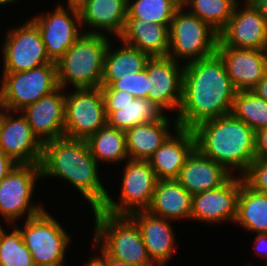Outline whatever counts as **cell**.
I'll return each instance as SVG.
<instances>
[{"label": "cell", "instance_id": "obj_25", "mask_svg": "<svg viewBox=\"0 0 267 266\" xmlns=\"http://www.w3.org/2000/svg\"><path fill=\"white\" fill-rule=\"evenodd\" d=\"M171 124L169 117L163 115L154 122L139 124L127 129L125 136L128 158L130 160L148 161L152 154L172 134L169 130L172 127L178 128L176 119L174 120V126H171Z\"/></svg>", "mask_w": 267, "mask_h": 266}, {"label": "cell", "instance_id": "obj_29", "mask_svg": "<svg viewBox=\"0 0 267 266\" xmlns=\"http://www.w3.org/2000/svg\"><path fill=\"white\" fill-rule=\"evenodd\" d=\"M89 150L99 164L128 160L125 131L105 125L86 140Z\"/></svg>", "mask_w": 267, "mask_h": 266}, {"label": "cell", "instance_id": "obj_5", "mask_svg": "<svg viewBox=\"0 0 267 266\" xmlns=\"http://www.w3.org/2000/svg\"><path fill=\"white\" fill-rule=\"evenodd\" d=\"M95 217L94 248L109 257L133 266H155L150 260L140 230L128 215H111L93 210Z\"/></svg>", "mask_w": 267, "mask_h": 266}, {"label": "cell", "instance_id": "obj_15", "mask_svg": "<svg viewBox=\"0 0 267 266\" xmlns=\"http://www.w3.org/2000/svg\"><path fill=\"white\" fill-rule=\"evenodd\" d=\"M236 3L232 17L218 33L219 41L227 47L267 49V23L251 0L244 6ZM240 7V8H239Z\"/></svg>", "mask_w": 267, "mask_h": 266}, {"label": "cell", "instance_id": "obj_35", "mask_svg": "<svg viewBox=\"0 0 267 266\" xmlns=\"http://www.w3.org/2000/svg\"><path fill=\"white\" fill-rule=\"evenodd\" d=\"M101 90H124L131 93L134 98L147 99L151 91L146 68L142 71L131 72L118 81H112L106 87H100Z\"/></svg>", "mask_w": 267, "mask_h": 266}, {"label": "cell", "instance_id": "obj_33", "mask_svg": "<svg viewBox=\"0 0 267 266\" xmlns=\"http://www.w3.org/2000/svg\"><path fill=\"white\" fill-rule=\"evenodd\" d=\"M178 8L172 0H127V18L170 26Z\"/></svg>", "mask_w": 267, "mask_h": 266}, {"label": "cell", "instance_id": "obj_30", "mask_svg": "<svg viewBox=\"0 0 267 266\" xmlns=\"http://www.w3.org/2000/svg\"><path fill=\"white\" fill-rule=\"evenodd\" d=\"M164 112L148 99L135 98L126 106L116 107L107 116V125L126 131L136 125L154 122L160 119Z\"/></svg>", "mask_w": 267, "mask_h": 266}, {"label": "cell", "instance_id": "obj_1", "mask_svg": "<svg viewBox=\"0 0 267 266\" xmlns=\"http://www.w3.org/2000/svg\"><path fill=\"white\" fill-rule=\"evenodd\" d=\"M236 92L217 53L184 62L183 97L175 117L178 127L193 129L206 120L231 113Z\"/></svg>", "mask_w": 267, "mask_h": 266}, {"label": "cell", "instance_id": "obj_6", "mask_svg": "<svg viewBox=\"0 0 267 266\" xmlns=\"http://www.w3.org/2000/svg\"><path fill=\"white\" fill-rule=\"evenodd\" d=\"M168 57L186 63L209 57L216 53L219 34L208 23L179 7L169 27Z\"/></svg>", "mask_w": 267, "mask_h": 266}, {"label": "cell", "instance_id": "obj_39", "mask_svg": "<svg viewBox=\"0 0 267 266\" xmlns=\"http://www.w3.org/2000/svg\"><path fill=\"white\" fill-rule=\"evenodd\" d=\"M18 164L0 151V181L6 177Z\"/></svg>", "mask_w": 267, "mask_h": 266}, {"label": "cell", "instance_id": "obj_2", "mask_svg": "<svg viewBox=\"0 0 267 266\" xmlns=\"http://www.w3.org/2000/svg\"><path fill=\"white\" fill-rule=\"evenodd\" d=\"M98 164L85 140L61 137L43 144L41 176L69 182L92 211L101 209L109 195L98 175Z\"/></svg>", "mask_w": 267, "mask_h": 266}, {"label": "cell", "instance_id": "obj_7", "mask_svg": "<svg viewBox=\"0 0 267 266\" xmlns=\"http://www.w3.org/2000/svg\"><path fill=\"white\" fill-rule=\"evenodd\" d=\"M35 266H65L71 236L46 209L19 228Z\"/></svg>", "mask_w": 267, "mask_h": 266}, {"label": "cell", "instance_id": "obj_43", "mask_svg": "<svg viewBox=\"0 0 267 266\" xmlns=\"http://www.w3.org/2000/svg\"><path fill=\"white\" fill-rule=\"evenodd\" d=\"M267 23V0H251Z\"/></svg>", "mask_w": 267, "mask_h": 266}, {"label": "cell", "instance_id": "obj_41", "mask_svg": "<svg viewBox=\"0 0 267 266\" xmlns=\"http://www.w3.org/2000/svg\"><path fill=\"white\" fill-rule=\"evenodd\" d=\"M100 253L101 256H97L106 264V266H133L124 261L109 257L102 249L100 250Z\"/></svg>", "mask_w": 267, "mask_h": 266}, {"label": "cell", "instance_id": "obj_34", "mask_svg": "<svg viewBox=\"0 0 267 266\" xmlns=\"http://www.w3.org/2000/svg\"><path fill=\"white\" fill-rule=\"evenodd\" d=\"M14 227L9 234L0 230V266H35L20 230Z\"/></svg>", "mask_w": 267, "mask_h": 266}, {"label": "cell", "instance_id": "obj_21", "mask_svg": "<svg viewBox=\"0 0 267 266\" xmlns=\"http://www.w3.org/2000/svg\"><path fill=\"white\" fill-rule=\"evenodd\" d=\"M81 27L92 28L84 33L114 35L119 38L127 19V0H79ZM106 32H105V31ZM105 32V33H104Z\"/></svg>", "mask_w": 267, "mask_h": 266}, {"label": "cell", "instance_id": "obj_24", "mask_svg": "<svg viewBox=\"0 0 267 266\" xmlns=\"http://www.w3.org/2000/svg\"><path fill=\"white\" fill-rule=\"evenodd\" d=\"M169 27L148 23L139 18H127L124 31L118 40L147 53L150 57H167Z\"/></svg>", "mask_w": 267, "mask_h": 266}, {"label": "cell", "instance_id": "obj_11", "mask_svg": "<svg viewBox=\"0 0 267 266\" xmlns=\"http://www.w3.org/2000/svg\"><path fill=\"white\" fill-rule=\"evenodd\" d=\"M65 101L64 136L86 140L107 125L101 88L73 89Z\"/></svg>", "mask_w": 267, "mask_h": 266}, {"label": "cell", "instance_id": "obj_38", "mask_svg": "<svg viewBox=\"0 0 267 266\" xmlns=\"http://www.w3.org/2000/svg\"><path fill=\"white\" fill-rule=\"evenodd\" d=\"M256 158H267V127L255 132Z\"/></svg>", "mask_w": 267, "mask_h": 266}, {"label": "cell", "instance_id": "obj_48", "mask_svg": "<svg viewBox=\"0 0 267 266\" xmlns=\"http://www.w3.org/2000/svg\"><path fill=\"white\" fill-rule=\"evenodd\" d=\"M79 0H68V3H77Z\"/></svg>", "mask_w": 267, "mask_h": 266}, {"label": "cell", "instance_id": "obj_4", "mask_svg": "<svg viewBox=\"0 0 267 266\" xmlns=\"http://www.w3.org/2000/svg\"><path fill=\"white\" fill-rule=\"evenodd\" d=\"M109 42L107 35L83 33L56 62L59 87L100 88Z\"/></svg>", "mask_w": 267, "mask_h": 266}, {"label": "cell", "instance_id": "obj_9", "mask_svg": "<svg viewBox=\"0 0 267 266\" xmlns=\"http://www.w3.org/2000/svg\"><path fill=\"white\" fill-rule=\"evenodd\" d=\"M2 76L6 109L15 113L59 87L54 62L27 71L3 72Z\"/></svg>", "mask_w": 267, "mask_h": 266}, {"label": "cell", "instance_id": "obj_31", "mask_svg": "<svg viewBox=\"0 0 267 266\" xmlns=\"http://www.w3.org/2000/svg\"><path fill=\"white\" fill-rule=\"evenodd\" d=\"M231 113L255 132L267 127V101L253 90L236 92Z\"/></svg>", "mask_w": 267, "mask_h": 266}, {"label": "cell", "instance_id": "obj_44", "mask_svg": "<svg viewBox=\"0 0 267 266\" xmlns=\"http://www.w3.org/2000/svg\"><path fill=\"white\" fill-rule=\"evenodd\" d=\"M85 266H106V264L97 256H91Z\"/></svg>", "mask_w": 267, "mask_h": 266}, {"label": "cell", "instance_id": "obj_10", "mask_svg": "<svg viewBox=\"0 0 267 266\" xmlns=\"http://www.w3.org/2000/svg\"><path fill=\"white\" fill-rule=\"evenodd\" d=\"M125 163L120 200L115 202L108 195L101 208L102 211L111 215H129L136 211L146 210L152 201L158 182L148 161L128 159Z\"/></svg>", "mask_w": 267, "mask_h": 266}, {"label": "cell", "instance_id": "obj_14", "mask_svg": "<svg viewBox=\"0 0 267 266\" xmlns=\"http://www.w3.org/2000/svg\"><path fill=\"white\" fill-rule=\"evenodd\" d=\"M170 57H150L145 68L151 91L147 99L153 102L163 112L177 111L183 97L184 64Z\"/></svg>", "mask_w": 267, "mask_h": 266}, {"label": "cell", "instance_id": "obj_20", "mask_svg": "<svg viewBox=\"0 0 267 266\" xmlns=\"http://www.w3.org/2000/svg\"><path fill=\"white\" fill-rule=\"evenodd\" d=\"M140 230L147 254L155 266H165L176 251L171 221L140 210L128 215ZM170 221V222H169Z\"/></svg>", "mask_w": 267, "mask_h": 266}, {"label": "cell", "instance_id": "obj_3", "mask_svg": "<svg viewBox=\"0 0 267 266\" xmlns=\"http://www.w3.org/2000/svg\"><path fill=\"white\" fill-rule=\"evenodd\" d=\"M191 130L195 148L232 174L238 169L242 176L256 158L255 131L232 113L206 120Z\"/></svg>", "mask_w": 267, "mask_h": 266}, {"label": "cell", "instance_id": "obj_46", "mask_svg": "<svg viewBox=\"0 0 267 266\" xmlns=\"http://www.w3.org/2000/svg\"><path fill=\"white\" fill-rule=\"evenodd\" d=\"M175 2L179 7H184L187 3V0H172Z\"/></svg>", "mask_w": 267, "mask_h": 266}, {"label": "cell", "instance_id": "obj_28", "mask_svg": "<svg viewBox=\"0 0 267 266\" xmlns=\"http://www.w3.org/2000/svg\"><path fill=\"white\" fill-rule=\"evenodd\" d=\"M235 223L256 234L267 233V194L250 188L242 176Z\"/></svg>", "mask_w": 267, "mask_h": 266}, {"label": "cell", "instance_id": "obj_12", "mask_svg": "<svg viewBox=\"0 0 267 266\" xmlns=\"http://www.w3.org/2000/svg\"><path fill=\"white\" fill-rule=\"evenodd\" d=\"M58 4L52 12L32 17L40 30L45 51L56 63L85 32L81 29L80 13L76 3ZM70 12V13H69ZM82 30V31H81Z\"/></svg>", "mask_w": 267, "mask_h": 266}, {"label": "cell", "instance_id": "obj_8", "mask_svg": "<svg viewBox=\"0 0 267 266\" xmlns=\"http://www.w3.org/2000/svg\"><path fill=\"white\" fill-rule=\"evenodd\" d=\"M40 164H18L0 181V215L9 224L35 217L45 210L31 201L37 180L41 179ZM17 220V221H16Z\"/></svg>", "mask_w": 267, "mask_h": 266}, {"label": "cell", "instance_id": "obj_45", "mask_svg": "<svg viewBox=\"0 0 267 266\" xmlns=\"http://www.w3.org/2000/svg\"><path fill=\"white\" fill-rule=\"evenodd\" d=\"M0 114L6 110L5 102H4V84L3 80L0 83Z\"/></svg>", "mask_w": 267, "mask_h": 266}, {"label": "cell", "instance_id": "obj_36", "mask_svg": "<svg viewBox=\"0 0 267 266\" xmlns=\"http://www.w3.org/2000/svg\"><path fill=\"white\" fill-rule=\"evenodd\" d=\"M242 178L253 190L267 194V158H255Z\"/></svg>", "mask_w": 267, "mask_h": 266}, {"label": "cell", "instance_id": "obj_32", "mask_svg": "<svg viewBox=\"0 0 267 266\" xmlns=\"http://www.w3.org/2000/svg\"><path fill=\"white\" fill-rule=\"evenodd\" d=\"M238 1L240 0H187L184 7L219 33L232 17Z\"/></svg>", "mask_w": 267, "mask_h": 266}, {"label": "cell", "instance_id": "obj_37", "mask_svg": "<svg viewBox=\"0 0 267 266\" xmlns=\"http://www.w3.org/2000/svg\"><path fill=\"white\" fill-rule=\"evenodd\" d=\"M105 102L106 115L116 111V107H123L133 101L134 96L124 90H101Z\"/></svg>", "mask_w": 267, "mask_h": 266}, {"label": "cell", "instance_id": "obj_16", "mask_svg": "<svg viewBox=\"0 0 267 266\" xmlns=\"http://www.w3.org/2000/svg\"><path fill=\"white\" fill-rule=\"evenodd\" d=\"M14 111L0 114V151L17 164H40L43 144L34 135L23 114L15 117Z\"/></svg>", "mask_w": 267, "mask_h": 266}, {"label": "cell", "instance_id": "obj_19", "mask_svg": "<svg viewBox=\"0 0 267 266\" xmlns=\"http://www.w3.org/2000/svg\"><path fill=\"white\" fill-rule=\"evenodd\" d=\"M64 90L58 87L18 112L23 113L34 135L42 144L64 137L66 101Z\"/></svg>", "mask_w": 267, "mask_h": 266}, {"label": "cell", "instance_id": "obj_40", "mask_svg": "<svg viewBox=\"0 0 267 266\" xmlns=\"http://www.w3.org/2000/svg\"><path fill=\"white\" fill-rule=\"evenodd\" d=\"M254 250L257 256L267 259V233H257L254 240ZM267 266V260H266Z\"/></svg>", "mask_w": 267, "mask_h": 266}, {"label": "cell", "instance_id": "obj_42", "mask_svg": "<svg viewBox=\"0 0 267 266\" xmlns=\"http://www.w3.org/2000/svg\"><path fill=\"white\" fill-rule=\"evenodd\" d=\"M253 91L261 98L267 101V73L264 75L262 80L253 89Z\"/></svg>", "mask_w": 267, "mask_h": 266}, {"label": "cell", "instance_id": "obj_26", "mask_svg": "<svg viewBox=\"0 0 267 266\" xmlns=\"http://www.w3.org/2000/svg\"><path fill=\"white\" fill-rule=\"evenodd\" d=\"M164 219H191L192 195L176 180H158L152 201L146 209Z\"/></svg>", "mask_w": 267, "mask_h": 266}, {"label": "cell", "instance_id": "obj_18", "mask_svg": "<svg viewBox=\"0 0 267 266\" xmlns=\"http://www.w3.org/2000/svg\"><path fill=\"white\" fill-rule=\"evenodd\" d=\"M216 53L236 91L253 90L267 73V51L224 46L219 40Z\"/></svg>", "mask_w": 267, "mask_h": 266}, {"label": "cell", "instance_id": "obj_22", "mask_svg": "<svg viewBox=\"0 0 267 266\" xmlns=\"http://www.w3.org/2000/svg\"><path fill=\"white\" fill-rule=\"evenodd\" d=\"M173 132L148 159L158 180L177 179L187 157L195 149L191 129L178 127Z\"/></svg>", "mask_w": 267, "mask_h": 266}, {"label": "cell", "instance_id": "obj_17", "mask_svg": "<svg viewBox=\"0 0 267 266\" xmlns=\"http://www.w3.org/2000/svg\"><path fill=\"white\" fill-rule=\"evenodd\" d=\"M237 176L233 175L221 187L192 195L191 220L209 224L235 223L241 188V177Z\"/></svg>", "mask_w": 267, "mask_h": 266}, {"label": "cell", "instance_id": "obj_27", "mask_svg": "<svg viewBox=\"0 0 267 266\" xmlns=\"http://www.w3.org/2000/svg\"><path fill=\"white\" fill-rule=\"evenodd\" d=\"M109 46L107 48L103 67V76L100 87L108 86L112 81L120 80L127 74L142 71L145 69L150 56L137 48L127 45L123 41L118 49L114 51ZM122 45V46H121ZM120 48V49H119Z\"/></svg>", "mask_w": 267, "mask_h": 266}, {"label": "cell", "instance_id": "obj_13", "mask_svg": "<svg viewBox=\"0 0 267 266\" xmlns=\"http://www.w3.org/2000/svg\"><path fill=\"white\" fill-rule=\"evenodd\" d=\"M8 30L3 44V72H21L51 63L40 30L30 19Z\"/></svg>", "mask_w": 267, "mask_h": 266}, {"label": "cell", "instance_id": "obj_23", "mask_svg": "<svg viewBox=\"0 0 267 266\" xmlns=\"http://www.w3.org/2000/svg\"><path fill=\"white\" fill-rule=\"evenodd\" d=\"M234 174L224 166L201 154L196 148L187 157L176 179L191 195L216 189Z\"/></svg>", "mask_w": 267, "mask_h": 266}, {"label": "cell", "instance_id": "obj_47", "mask_svg": "<svg viewBox=\"0 0 267 266\" xmlns=\"http://www.w3.org/2000/svg\"><path fill=\"white\" fill-rule=\"evenodd\" d=\"M17 1L19 0H0V6H3V5H8L10 3H16Z\"/></svg>", "mask_w": 267, "mask_h": 266}]
</instances>
